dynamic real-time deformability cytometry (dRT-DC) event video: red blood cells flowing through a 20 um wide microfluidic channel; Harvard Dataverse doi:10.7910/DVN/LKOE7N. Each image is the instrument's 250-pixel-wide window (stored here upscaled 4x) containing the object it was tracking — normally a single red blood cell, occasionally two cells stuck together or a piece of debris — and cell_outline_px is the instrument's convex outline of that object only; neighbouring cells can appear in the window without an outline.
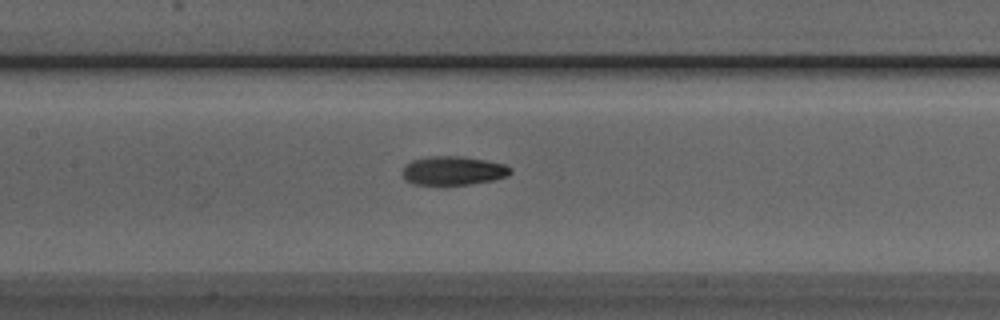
{"species": "Egyptian fruit bat (a non-hibernating species)", "species_latin": "Rousettus aegyptiacus", "temperature_condition": "room temperature", "stored_images_in_passage": 34, "camera_frame_rate_fps": 3000, "um_per_image_px": 0.085, "animal": {"sex": "male"}, "frame": {"image": 1, "passage_image": 9, "time_ms": 2.667, "image_size_px": [1000, 320], "cell_outline_px": [[512, 172], [508, 176], [492, 180], [444, 188], [412, 184], [404, 180], [400, 172], [404, 164], [412, 160], [428, 156], [464, 156], [504, 164], [512, 168]], "centroid_in_image_um": [38.42, 14.55], "position_along_channel_um": 169.0, "area_um2": 19.13}}
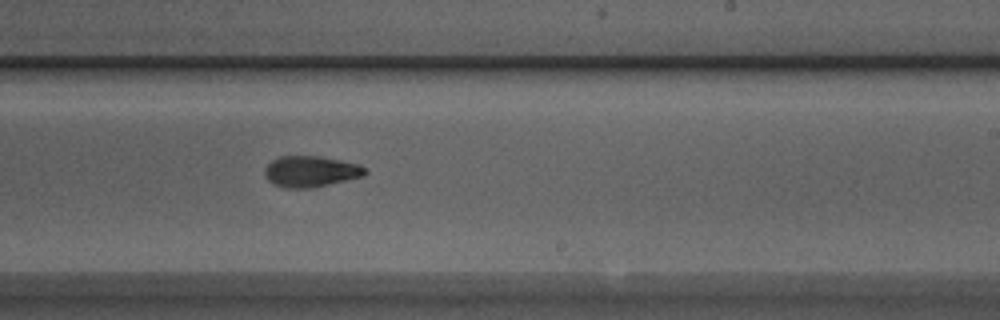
{"frame": {"image": 2, "passage_image": 16, "time_ms": 5.0, "image_size_px": [1000, 320], "cell_outline_px": [[368, 172], [364, 176], [312, 188], [284, 188], [272, 184], [264, 176], [264, 168], [272, 160], [280, 156], [320, 156], [360, 164], [368, 168]], "centroid_in_image_um": [26.42, 14.57], "position_along_channel_um": 262.6, "area_um2": 18.44}}
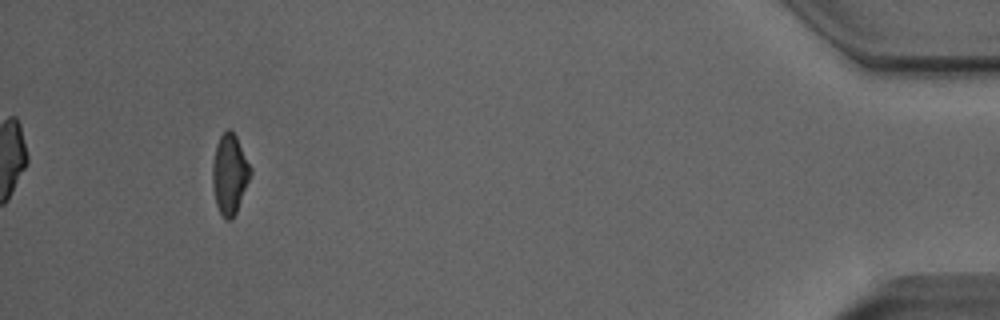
{"frame": {"image": 3, "passage_image": 33, "time_ms": 10.667, "image_size_px": [1000, 320], "cell_outline_px": [[252, 172], [236, 212], [232, 220], [224, 220], [216, 204], [212, 184], [212, 164], [216, 144], [220, 136], [228, 128], [236, 136], [252, 168]], "centroid_in_image_um": [19.51, 14.81], "position_along_channel_um": 415.7, "area_um2": 17.69}}